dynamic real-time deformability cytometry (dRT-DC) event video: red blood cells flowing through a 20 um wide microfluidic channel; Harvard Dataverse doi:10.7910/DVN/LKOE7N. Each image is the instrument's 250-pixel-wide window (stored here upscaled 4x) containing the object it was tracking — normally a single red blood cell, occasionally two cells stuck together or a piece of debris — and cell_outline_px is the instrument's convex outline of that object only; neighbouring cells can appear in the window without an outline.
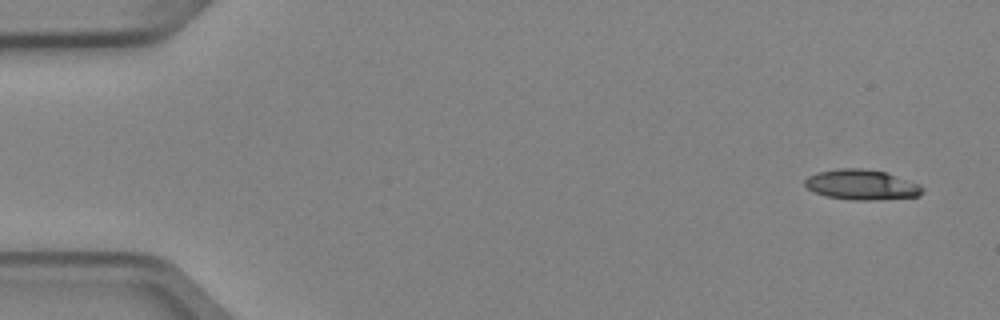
{"species": "Egyptian fruit bat (a non-hibernating species)", "species_latin": "Rousettus aegyptiacus", "temperature_condition": "cold", "stored_images_in_passage": 5, "camera_frame_rate_fps": 3000, "um_per_image_px": 0.085, "animal": {"sex": "female"}, "frame": {"image": 1, "passage_image": 1, "time_ms": 0.0, "image_size_px": [1000, 320], "cell_outline_px": [[924, 192], [920, 196], [872, 200], [852, 200], [828, 196], [812, 192], [804, 184], [804, 180], [808, 176], [816, 172], [840, 168], [864, 168], [884, 172], [920, 184], [924, 188]], "centroid_in_image_um": [73.23, 15.7], "position_along_channel_um": 11.8, "area_um2": 20.75}}
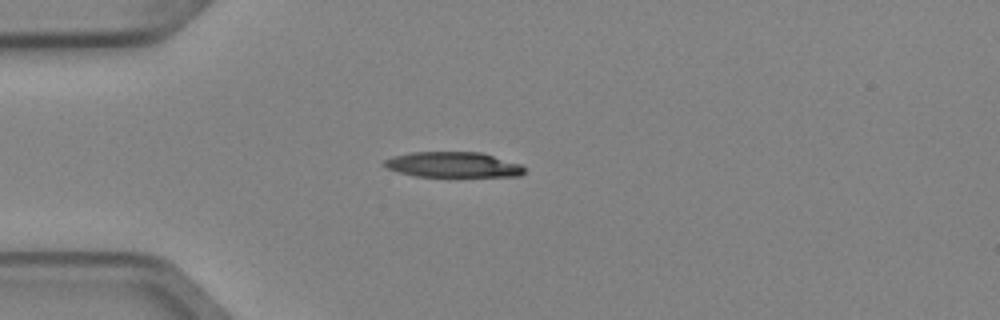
{"frame": {"image": 2, "passage_image": 4, "time_ms": 1.0, "image_size_px": [1000, 320], "cell_outline_px": [[528, 168], [520, 176], [416, 176], [400, 172], [388, 168], [384, 164], [384, 160], [392, 156], [412, 152], [480, 152], [520, 164]], "centroid_in_image_um": [38.54, 13.99], "position_along_channel_um": 46.5, "area_um2": 20.52}}